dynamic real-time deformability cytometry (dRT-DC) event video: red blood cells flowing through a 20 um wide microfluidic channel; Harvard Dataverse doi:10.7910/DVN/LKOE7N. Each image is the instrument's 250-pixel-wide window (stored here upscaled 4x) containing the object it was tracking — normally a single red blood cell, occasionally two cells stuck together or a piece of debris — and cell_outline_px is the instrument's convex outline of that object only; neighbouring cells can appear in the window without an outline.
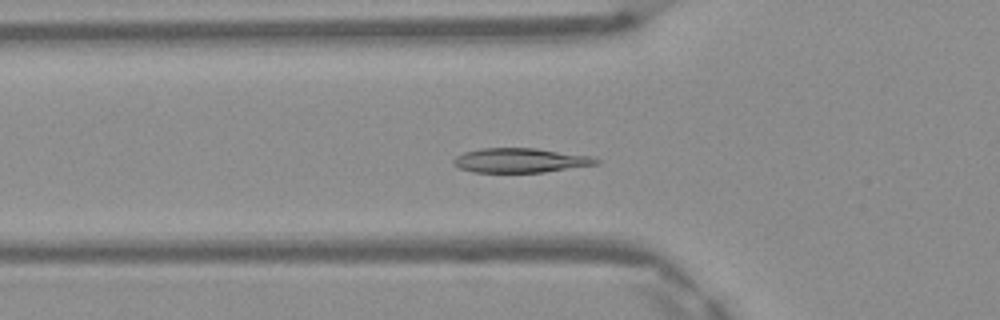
{"species": "Egyptian fruit bat (a non-hibernating species)", "species_latin": "Rousettus aegyptiacus", "temperature_condition": "warm", "stored_images_in_passage": 48, "camera_frame_rate_fps": 3000, "um_per_image_px": 0.085, "frame": {"image": 1, "passage_image": 16, "time_ms": 5.0, "image_size_px": [1000, 320], "cell_outline_px": [[600, 164], [544, 172], [472, 172], [460, 168], [452, 164], [452, 160], [456, 156], [464, 152], [484, 148], [536, 148], [592, 156], [600, 160]], "centroid_in_image_um": [44.24, 13.63], "position_along_channel_um": 81.6, "area_um2": 20.4}}
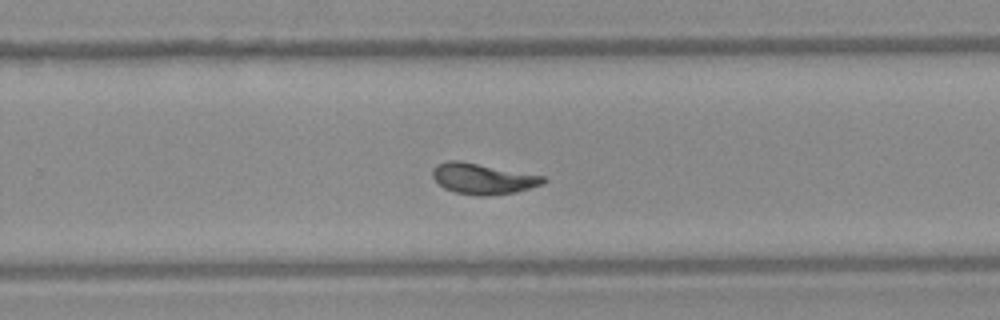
{"frame": {"image": 2, "passage_image": 31, "time_ms": 10.0, "image_size_px": [1000, 320], "cell_outline_px": [[548, 180], [544, 184], [516, 192], [488, 196], [476, 196], [456, 192], [444, 188], [432, 176], [432, 168], [436, 164], [448, 160], [460, 160], [544, 176]], "centroid_in_image_um": [41.05, 15.19], "position_along_channel_um": 288.8, "area_um2": 20.0}}
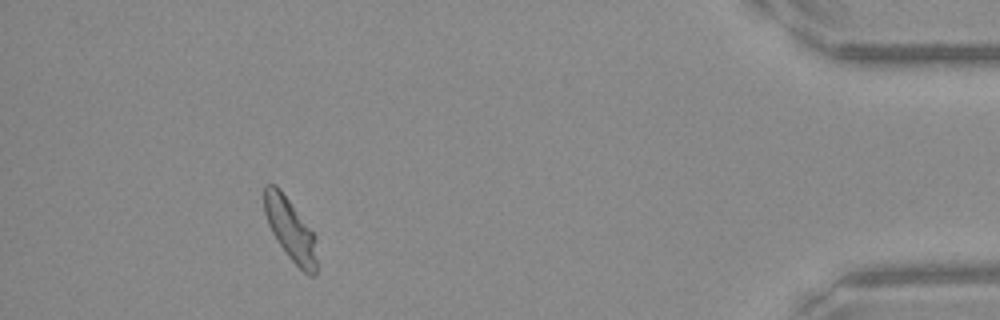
{"frame": {"image": 3, "passage_image": 44, "time_ms": 14.333, "image_size_px": [1000, 320], "cell_outline_px": [[316, 276], [308, 276], [288, 256], [276, 240], [268, 224], [264, 212], [264, 184], [276, 184], [280, 188], [316, 236]], "centroid_in_image_um": [24.68, 19.5], "position_along_channel_um": 410.5, "area_um2": 19.13}, "authors_computed_cell_mechanics": {"area_um2": 19.8543, "velocity_mm_per_s": 4.1361, "shape_relaxation_time_tau1_ms": 3.2197, "shape_relaxation_time_tau2_ms": 0.9539, "deformation_change_tau1": 0.1518, "deformation_change_tau2": 0.0551}}